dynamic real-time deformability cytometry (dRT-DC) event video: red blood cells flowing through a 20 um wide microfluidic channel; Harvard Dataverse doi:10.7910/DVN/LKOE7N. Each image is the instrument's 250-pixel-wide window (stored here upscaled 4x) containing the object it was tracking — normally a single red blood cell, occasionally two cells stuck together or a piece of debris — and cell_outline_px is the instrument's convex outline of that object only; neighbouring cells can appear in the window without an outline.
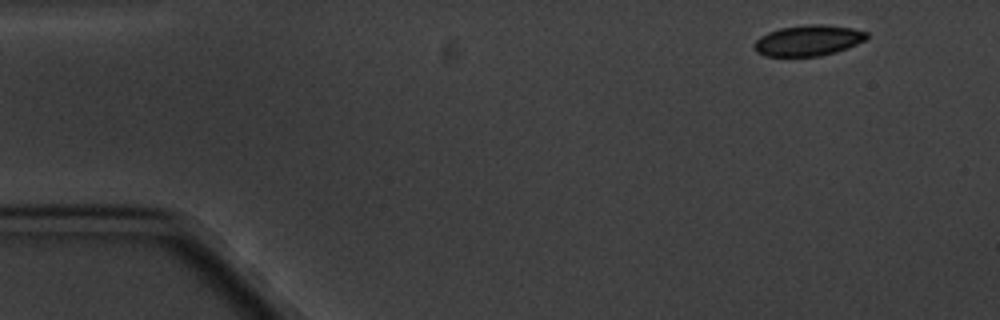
{"species": "common noctule bat (a hibernating species)", "species_latin": "Nyctalus noctula", "temperature_condition": "cold", "stored_images_in_passage": 10, "camera_frame_rate_fps": 3000, "um_per_image_px": 0.085, "animal": {"sex": "male", "body_mass_g": 20.1, "forearm_length_mm": 53.5}, "frame": {"image": 1, "passage_image": 1, "time_ms": 0.0, "image_size_px": [1000, 320], "cell_outline_px": [[868, 36], [864, 40], [848, 48], [836, 52], [820, 56], [764, 56], [756, 52], [752, 48], [752, 44], [760, 36], [768, 32], [780, 28], [804, 24], [824, 24], [852, 28], [868, 32]], "centroid_in_image_um": [68.66, 3.44], "position_along_channel_um": 16.3, "area_um2": 20.4}}
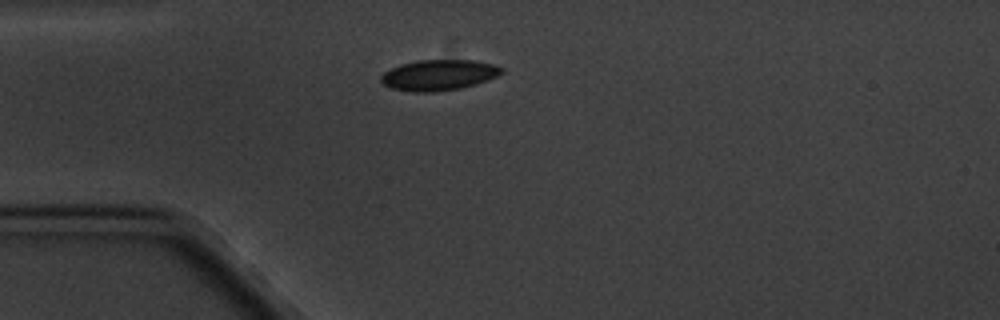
{"frame": {"image": 2, "passage_image": 4, "time_ms": 3.333, "image_size_px": [1000, 320], "cell_outline_px": [[504, 72], [488, 80], [476, 84], [460, 88], [432, 92], [412, 92], [392, 88], [384, 84], [380, 80], [380, 76], [384, 72], [400, 64], [420, 60], [476, 60], [492, 64], [504, 68]], "centroid_in_image_um": [37.3, 6.37], "position_along_channel_um": 47.7, "area_um2": 21.56}}
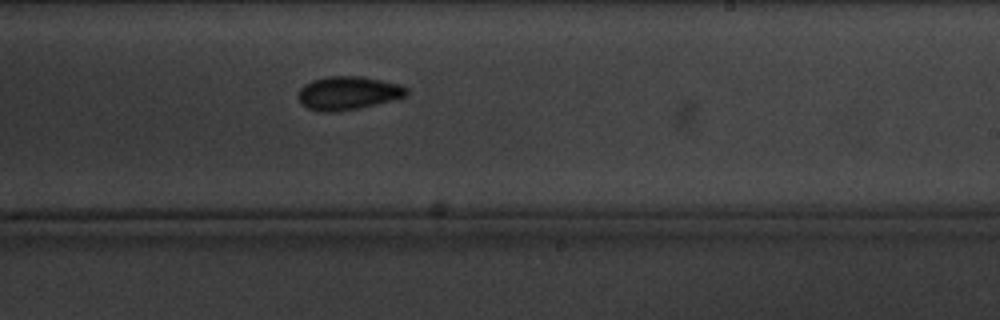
{"frame": {"image": 3, "passage_image": 10, "time_ms": 10.0, "image_size_px": [1000, 320], "cell_outline_px": [[408, 96], [376, 104], [356, 108], [332, 112], [320, 112], [308, 108], [300, 104], [296, 96], [300, 88], [304, 84], [312, 80], [324, 76], [360, 76], [400, 84], [408, 88]], "centroid_in_image_um": [29.54, 7.9], "position_along_channel_um": 259.5, "area_um2": 21.27}}